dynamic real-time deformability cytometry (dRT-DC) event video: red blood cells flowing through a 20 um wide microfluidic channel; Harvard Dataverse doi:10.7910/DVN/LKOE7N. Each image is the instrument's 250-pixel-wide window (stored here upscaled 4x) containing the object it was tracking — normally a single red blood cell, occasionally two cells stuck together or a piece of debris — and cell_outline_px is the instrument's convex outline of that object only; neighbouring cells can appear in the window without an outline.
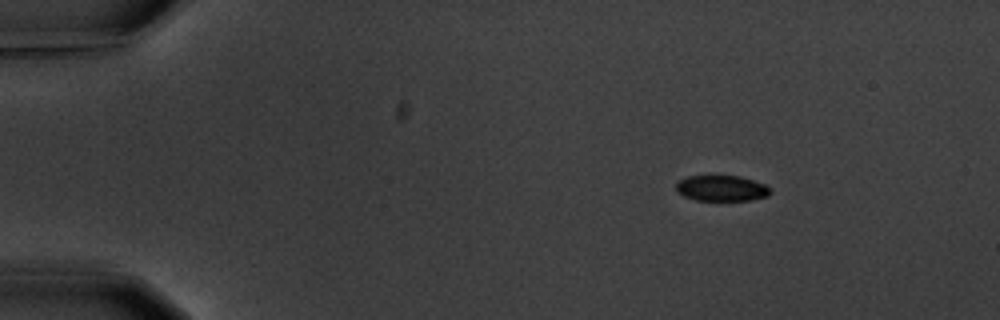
{"species": "common noctule bat (a hibernating species)", "species_latin": "Nyctalus noctula", "temperature_condition": "warm", "stored_images_in_passage": 6, "camera_frame_rate_fps": 3000, "um_per_image_px": 0.085, "animal": {"sex": "male", "body_mass_g": 20.1, "forearm_length_mm": 53.5}, "frame": {"image": 1, "passage_image": 1, "time_ms": 0.0, "image_size_px": [1000, 320], "cell_outline_px": [[772, 192], [768, 196], [752, 200], [696, 200], [684, 196], [676, 192], [676, 184], [680, 180], [688, 176], [740, 176], [764, 184]], "centroid_in_image_um": [61.32, 16.01], "position_along_channel_um": 23.7, "area_um2": 14.05}}
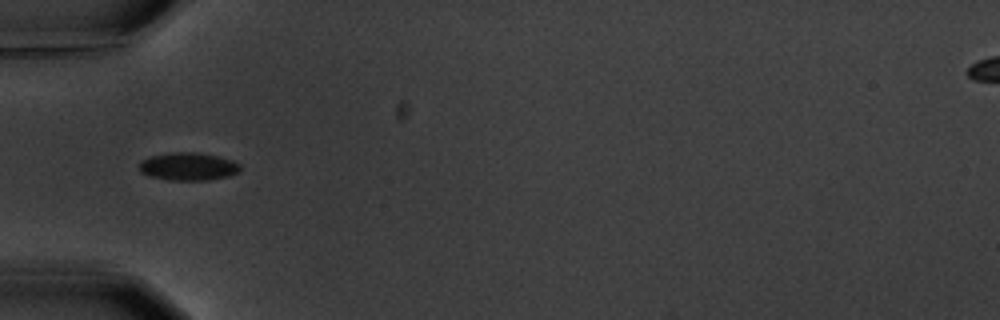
{"frame": {"image": 2, "passage_image": 4, "time_ms": 3.667, "image_size_px": [1000, 320], "cell_outline_px": [[240, 168], [236, 172], [228, 176], [208, 180], [168, 180], [148, 176], [140, 172], [140, 160], [152, 156], [172, 152], [196, 152], [216, 156], [232, 160], [240, 164]], "centroid_in_image_um": [15.96, 14.15], "position_along_channel_um": 69.0, "area_um2": 16.3}}
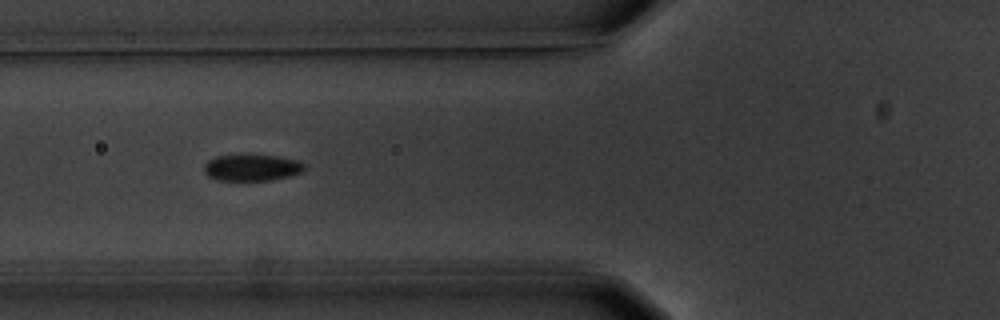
{"frame": {"image": 3, "passage_image": 5, "time_ms": 4.667, "image_size_px": [1000, 320], "cell_outline_px": [[304, 168], [300, 172], [288, 176], [268, 180], [216, 180], [208, 176], [204, 172], [204, 164], [208, 160], [216, 156], [240, 152], [252, 152], [300, 160], [304, 164]], "centroid_in_image_um": [21.35, 14.18], "position_along_channel_um": 104.5, "area_um2": 16.18}}